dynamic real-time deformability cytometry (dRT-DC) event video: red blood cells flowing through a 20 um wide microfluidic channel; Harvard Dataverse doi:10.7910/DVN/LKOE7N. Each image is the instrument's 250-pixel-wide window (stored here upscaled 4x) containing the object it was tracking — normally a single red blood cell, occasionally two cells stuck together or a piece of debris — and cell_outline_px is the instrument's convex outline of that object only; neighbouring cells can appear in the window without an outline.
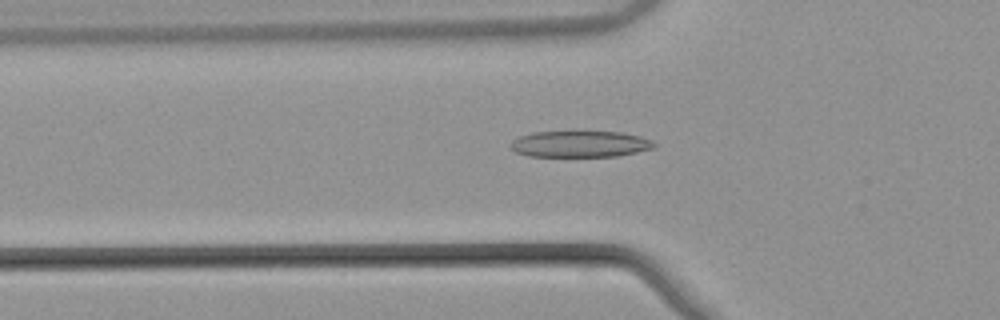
{"species": "common noctule bat (a hibernating species)", "species_latin": "Nyctalus noctula", "temperature_condition": "warm", "stored_images_in_passage": 44, "camera_frame_rate_fps": 3000, "um_per_image_px": 0.085, "animal": {"sex": "male", "body_mass_g": 21.5, "forearm_length_mm": 52.0}, "frame": {"image": 1, "passage_image": 15, "time_ms": 4.667, "image_size_px": [1000, 320], "cell_outline_px": [[656, 144], [652, 148], [636, 152], [616, 156], [528, 156], [516, 152], [508, 148], [508, 144], [512, 140], [520, 136], [532, 132], [572, 128], [584, 128], [620, 132], [640, 136], [652, 140]], "centroid_in_image_um": [49.23, 12.17], "position_along_channel_um": 76.6, "area_um2": 23.41}}
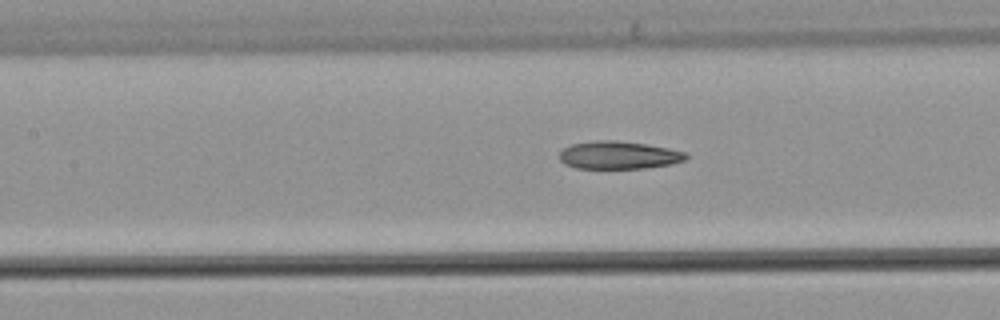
{"frame": {"image": 2, "passage_image": 21, "time_ms": 6.667, "image_size_px": [1000, 320], "cell_outline_px": [[688, 156], [684, 160], [672, 164], [644, 168], [576, 168], [564, 164], [560, 160], [560, 152], [564, 148], [572, 144], [592, 140], [616, 140], [644, 144], [668, 148], [688, 152]], "centroid_in_image_um": [52.59, 13.18], "position_along_channel_um": 154.8, "area_um2": 20.52}}
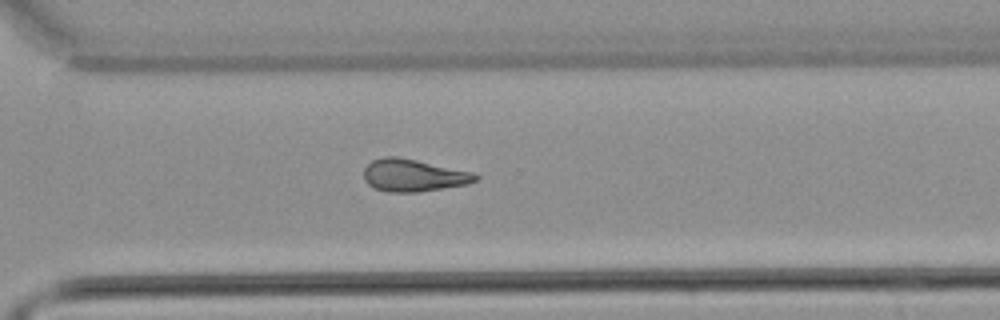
{"frame": {"image": 3, "passage_image": 35, "time_ms": 11.333, "image_size_px": [1000, 320], "cell_outline_px": [[480, 176], [476, 180], [468, 184], [416, 192], [388, 192], [372, 188], [364, 180], [364, 168], [372, 160], [384, 156], [396, 156], [416, 160], [472, 172]], "centroid_in_image_um": [35.1, 14.91], "position_along_channel_um": 335.5, "area_um2": 20.98}, "authors_computed_cell_mechanics": {"area_um2": 21.0103, "velocity_mm_per_s": 3.8804, "shape_relaxation_time_tau1_ms": null, "shape_relaxation_time_tau2_ms": 4.5264, "deformation_change_tau1": null, "deformation_change_tau2": 0.1327}}